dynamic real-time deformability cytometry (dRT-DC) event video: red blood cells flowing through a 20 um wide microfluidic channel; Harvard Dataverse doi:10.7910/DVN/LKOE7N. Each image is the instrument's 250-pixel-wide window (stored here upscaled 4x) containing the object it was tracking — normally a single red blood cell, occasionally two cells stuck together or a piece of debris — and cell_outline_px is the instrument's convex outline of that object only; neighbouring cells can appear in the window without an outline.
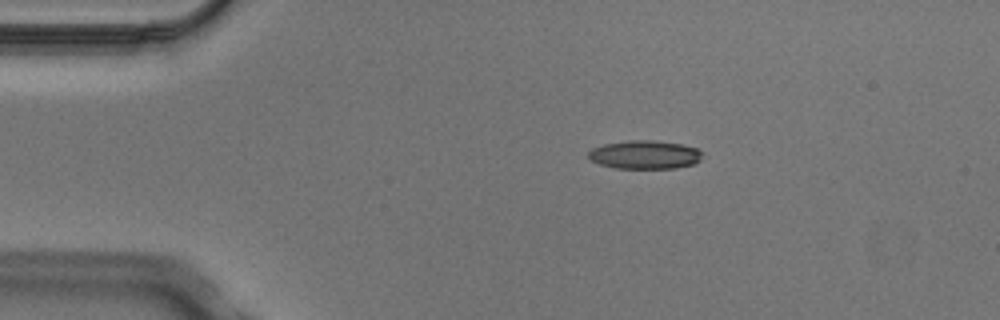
{"species": "Egyptian fruit bat (a non-hibernating species)", "species_latin": "Rousettus aegyptiacus", "temperature_condition": "cold", "stored_images_in_passage": 7, "camera_frame_rate_fps": 3000, "um_per_image_px": 0.085, "animal": {"sex": "male"}, "frame": {"image": 1, "passage_image": 2, "time_ms": 0.333, "image_size_px": [1000, 320], "cell_outline_px": [[700, 160], [692, 164], [676, 168], [616, 168], [600, 164], [592, 160], [588, 156], [588, 152], [592, 148], [604, 144], [628, 140], [656, 140], [680, 144], [696, 148], [700, 152]], "centroid_in_image_um": [54.78, 13.14], "position_along_channel_um": 30.2, "area_um2": 18.73}}
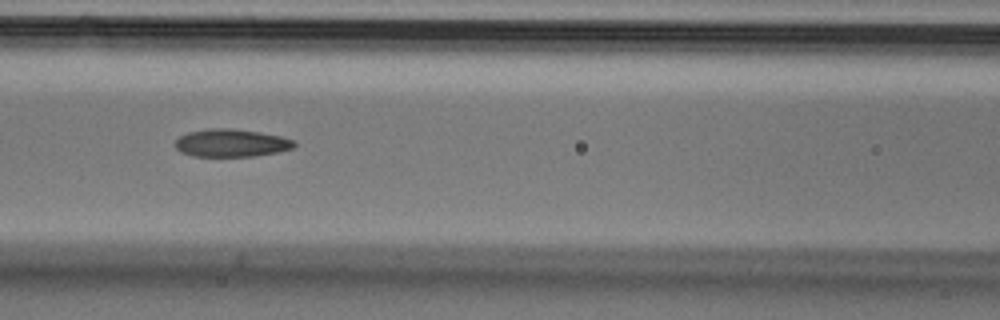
{"frame": {"image": 2, "passage_image": 5, "time_ms": 1.333, "image_size_px": [1000, 320], "cell_outline_px": [[296, 144], [292, 148], [280, 152], [256, 156], [192, 156], [180, 152], [176, 148], [176, 140], [180, 136], [188, 132], [208, 128], [232, 128], [260, 132], [280, 136], [292, 140]], "centroid_in_image_um": [19.65, 12.15], "position_along_channel_um": 147.0, "area_um2": 19.31}}
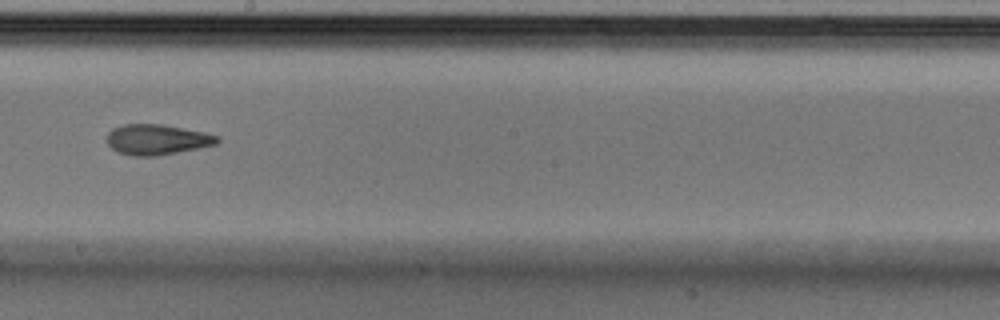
{"frame": {"image": 3, "passage_image": 7, "time_ms": 2.0, "image_size_px": [1000, 320], "cell_outline_px": [[220, 140], [216, 144], [156, 156], [132, 156], [116, 152], [108, 144], [108, 132], [112, 128], [124, 124], [160, 124], [204, 132], [220, 136]], "centroid_in_image_um": [13.32, 11.86], "position_along_channel_um": 234.9, "area_um2": 19.42}}